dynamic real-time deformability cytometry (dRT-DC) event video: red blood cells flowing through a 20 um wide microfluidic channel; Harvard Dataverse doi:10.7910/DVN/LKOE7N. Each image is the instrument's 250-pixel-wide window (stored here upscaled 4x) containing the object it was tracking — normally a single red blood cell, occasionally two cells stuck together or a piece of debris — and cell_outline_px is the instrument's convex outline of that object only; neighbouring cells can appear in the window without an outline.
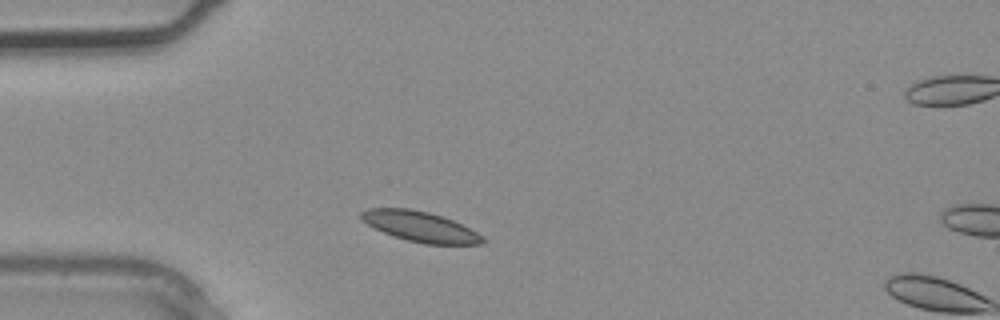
{"species": "common noctule bat (a hibernating species)", "species_latin": "Nyctalus noctula", "temperature_condition": "warm", "stored_images_in_passage": 2, "camera_frame_rate_fps": 3000, "um_per_image_px": 0.085, "animal": {"sex": "male", "body_mass_g": 20.4}, "frame": {"image": 1, "passage_image": 1, "time_ms": 0.0, "image_size_px": [1000, 320], "cell_outline_px": [[484, 244], [424, 244], [392, 236], [360, 220], [360, 212], [368, 208], [408, 208], [428, 212], [452, 220], [476, 232], [484, 240]], "centroid_in_image_um": [35.66, 19.25], "position_along_channel_um": 49.3, "area_um2": 21.1}}